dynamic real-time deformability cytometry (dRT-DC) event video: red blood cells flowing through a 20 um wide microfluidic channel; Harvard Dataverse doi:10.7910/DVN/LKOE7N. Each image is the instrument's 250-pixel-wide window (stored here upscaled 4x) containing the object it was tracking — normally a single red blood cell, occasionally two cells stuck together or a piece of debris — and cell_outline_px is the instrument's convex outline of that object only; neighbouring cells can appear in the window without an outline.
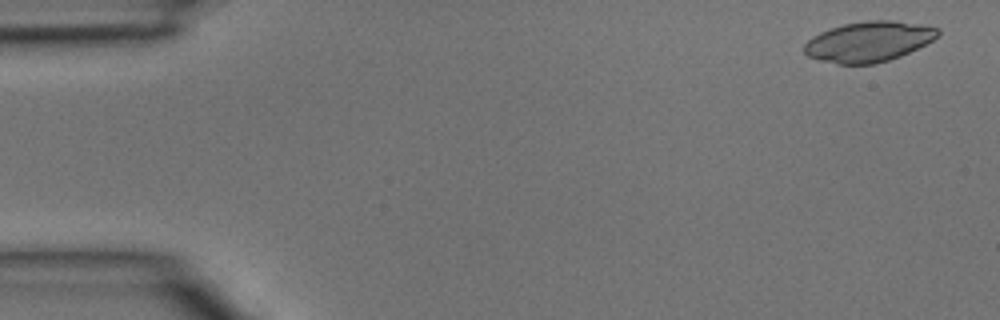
{"species": "common noctule bat (a hibernating species)", "species_latin": "Nyctalus noctula", "temperature_condition": "room temperature", "stored_images_in_passage": 5, "camera_frame_rate_fps": 3000, "um_per_image_px": 0.085, "animal": {"sex": "male", "body_mass_g": 15.6}, "frame": {"image": 1, "passage_image": 1, "time_ms": 0.0, "image_size_px": [1000, 320], "cell_outline_px": [[940, 32], [932, 40], [900, 56], [876, 64], [836, 64], [820, 60], [808, 56], [804, 52], [804, 44], [812, 36], [820, 32], [844, 24], [868, 20], [892, 20], [920, 24], [936, 28]], "centroid_in_image_um": [73.79, 3.54], "position_along_channel_um": 11.2, "area_um2": 31.1}}